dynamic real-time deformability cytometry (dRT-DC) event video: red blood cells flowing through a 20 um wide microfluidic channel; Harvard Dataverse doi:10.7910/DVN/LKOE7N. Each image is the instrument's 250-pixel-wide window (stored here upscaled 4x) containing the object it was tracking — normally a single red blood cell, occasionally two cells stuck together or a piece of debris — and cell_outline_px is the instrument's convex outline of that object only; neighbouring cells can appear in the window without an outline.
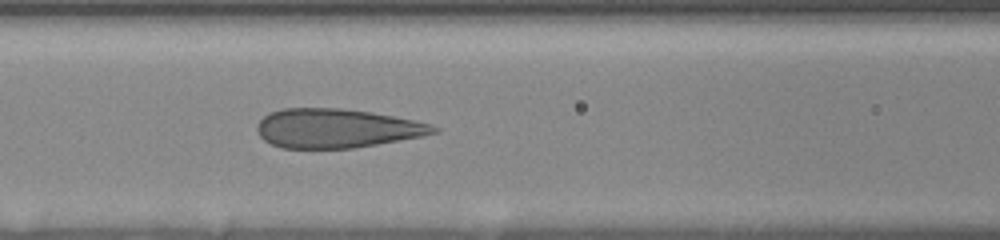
{"species": "human", "species_latin": "Homo sapiens", "temperature_condition": "room temperature", "stored_images_in_passage": 16, "camera_frame_rate_fps": 3000, "um_per_image_px": 0.085, "donor": {"sex": "female"}, "frame": {"image": 1, "passage_image": 16, "time_ms": 7.333, "image_size_px": [1000, 240], "cell_outline_px": [[440, 132], [424, 136], [352, 148], [280, 148], [264, 140], [256, 132], [256, 124], [268, 112], [280, 108], [340, 108], [368, 112], [392, 116], [432, 124], [440, 128]], "centroid_in_image_um": [28.58, 10.9], "position_along_channel_um": 138.0, "area_um2": 40.29}}